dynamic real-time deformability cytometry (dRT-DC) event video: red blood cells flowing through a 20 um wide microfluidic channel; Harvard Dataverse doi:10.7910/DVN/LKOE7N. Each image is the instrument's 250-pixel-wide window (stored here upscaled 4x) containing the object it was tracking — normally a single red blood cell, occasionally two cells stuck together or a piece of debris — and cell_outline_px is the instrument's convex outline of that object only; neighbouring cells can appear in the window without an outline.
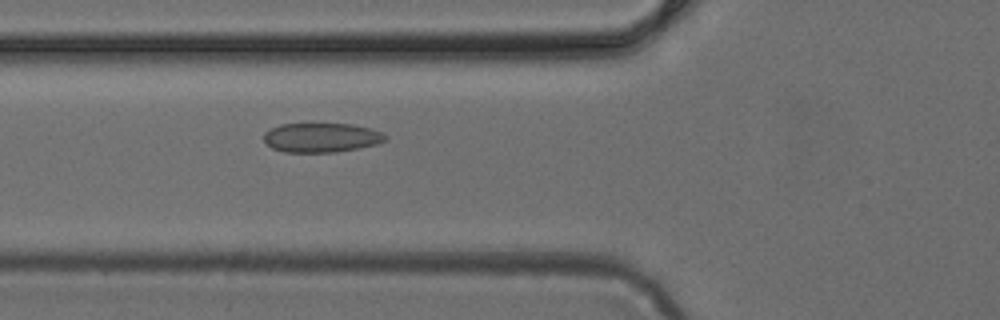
{"species": "common noctule bat (a hibernating species)", "species_latin": "Nyctalus noctula", "temperature_condition": "cold", "stored_images_in_passage": 21, "camera_frame_rate_fps": 3000, "um_per_image_px": 0.085, "animal": {"sex": "female", "body_mass_g": 24.6, "forearm_length_mm": 56.2}, "frame": {"image": 1, "passage_image": 18, "time_ms": 5.667, "image_size_px": [1000, 320], "cell_outline_px": [[388, 136], [384, 140], [376, 144], [360, 148], [336, 152], [284, 152], [272, 148], [264, 140], [264, 132], [280, 124], [312, 120], [352, 124], [372, 128]], "centroid_in_image_um": [27.29, 11.63], "position_along_channel_um": 98.5, "area_um2": 21.79}}
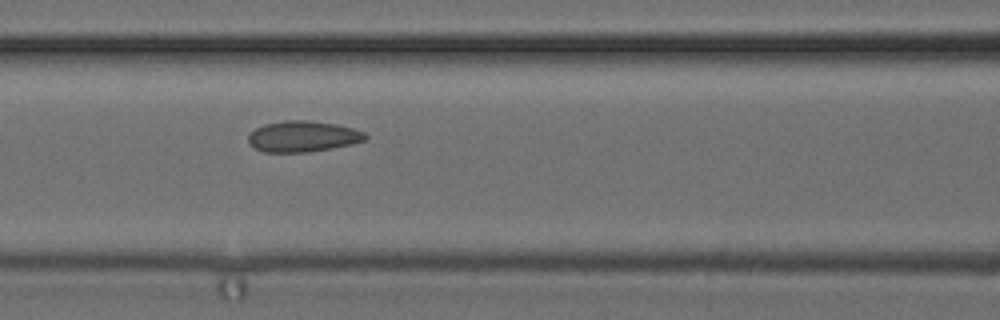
{"frame": {"image": 2, "passage_image": 21, "time_ms": 6.667, "image_size_px": [1000, 320], "cell_outline_px": [[368, 136], [364, 140], [352, 144], [332, 148], [308, 152], [264, 152], [256, 148], [248, 140], [248, 136], [256, 128], [264, 124], [284, 120], [308, 120], [336, 124], [352, 128], [364, 132]], "centroid_in_image_um": [25.76, 11.59], "position_along_channel_um": 140.8, "area_um2": 20.98}}